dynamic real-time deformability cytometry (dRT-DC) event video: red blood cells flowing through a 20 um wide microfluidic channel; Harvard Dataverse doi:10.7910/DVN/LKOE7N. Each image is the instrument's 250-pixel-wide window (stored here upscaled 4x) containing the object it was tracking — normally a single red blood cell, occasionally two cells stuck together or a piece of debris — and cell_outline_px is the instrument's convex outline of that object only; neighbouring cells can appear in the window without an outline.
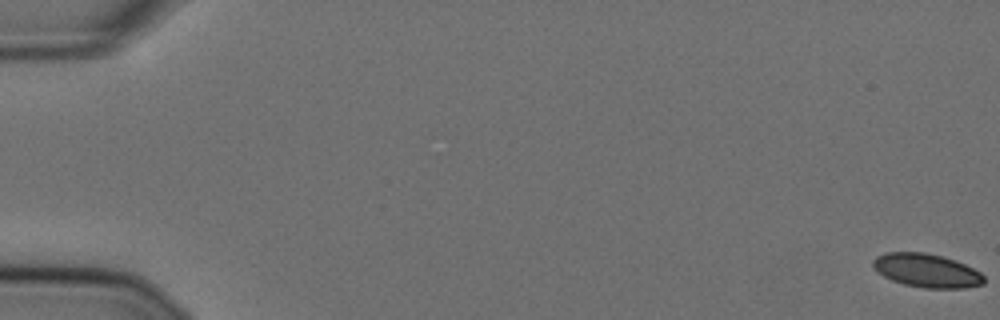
{"species": "Egyptian fruit bat (a non-hibernating species)", "species_latin": "Rousettus aegyptiacus", "temperature_condition": "cold", "stored_images_in_passage": 10, "camera_frame_rate_fps": 3000, "um_per_image_px": 0.085, "animal": {"sex": "female"}, "frame": {"image": 1, "passage_image": 1, "time_ms": 0.0, "image_size_px": [1000, 320], "cell_outline_px": [[984, 284], [964, 288], [924, 288], [904, 284], [892, 280], [884, 276], [872, 264], [872, 260], [876, 256], [884, 252], [924, 252], [944, 256], [956, 260], [980, 272], [984, 276]], "centroid_in_image_um": [78.78, 22.98], "position_along_channel_um": 6.2, "area_um2": 21.73}}